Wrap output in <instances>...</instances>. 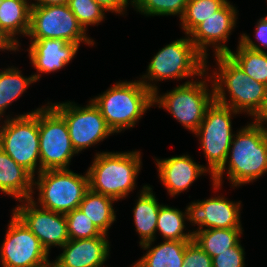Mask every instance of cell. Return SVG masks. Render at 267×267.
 I'll return each mask as SVG.
<instances>
[{
    "label": "cell",
    "instance_id": "cell-17",
    "mask_svg": "<svg viewBox=\"0 0 267 267\" xmlns=\"http://www.w3.org/2000/svg\"><path fill=\"white\" fill-rule=\"evenodd\" d=\"M28 56L36 69L33 75L39 81L43 73H55L72 62L77 55L80 44L69 43L63 39H29Z\"/></svg>",
    "mask_w": 267,
    "mask_h": 267
},
{
    "label": "cell",
    "instance_id": "cell-8",
    "mask_svg": "<svg viewBox=\"0 0 267 267\" xmlns=\"http://www.w3.org/2000/svg\"><path fill=\"white\" fill-rule=\"evenodd\" d=\"M40 108L16 116L6 115L0 123L1 149L33 176L40 173Z\"/></svg>",
    "mask_w": 267,
    "mask_h": 267
},
{
    "label": "cell",
    "instance_id": "cell-7",
    "mask_svg": "<svg viewBox=\"0 0 267 267\" xmlns=\"http://www.w3.org/2000/svg\"><path fill=\"white\" fill-rule=\"evenodd\" d=\"M83 174L74 173L71 169L43 170L33 176V194L37 188L38 197L35 199L32 195L30 200L43 209L67 214L79 208L89 190L87 171Z\"/></svg>",
    "mask_w": 267,
    "mask_h": 267
},
{
    "label": "cell",
    "instance_id": "cell-1",
    "mask_svg": "<svg viewBox=\"0 0 267 267\" xmlns=\"http://www.w3.org/2000/svg\"><path fill=\"white\" fill-rule=\"evenodd\" d=\"M238 130L234 133L225 163L212 176L215 192L222 189L225 173L231 188L257 181L267 173V129L252 119Z\"/></svg>",
    "mask_w": 267,
    "mask_h": 267
},
{
    "label": "cell",
    "instance_id": "cell-24",
    "mask_svg": "<svg viewBox=\"0 0 267 267\" xmlns=\"http://www.w3.org/2000/svg\"><path fill=\"white\" fill-rule=\"evenodd\" d=\"M112 197L88 190L79 205V209L93 222L102 234L108 235L111 225L116 221Z\"/></svg>",
    "mask_w": 267,
    "mask_h": 267
},
{
    "label": "cell",
    "instance_id": "cell-2",
    "mask_svg": "<svg viewBox=\"0 0 267 267\" xmlns=\"http://www.w3.org/2000/svg\"><path fill=\"white\" fill-rule=\"evenodd\" d=\"M213 57L218 67L208 74L213 81L215 101L254 119L265 105L267 86L245 74L227 54Z\"/></svg>",
    "mask_w": 267,
    "mask_h": 267
},
{
    "label": "cell",
    "instance_id": "cell-14",
    "mask_svg": "<svg viewBox=\"0 0 267 267\" xmlns=\"http://www.w3.org/2000/svg\"><path fill=\"white\" fill-rule=\"evenodd\" d=\"M18 202L12 211L40 240L49 254L53 246L61 248L69 240L65 214L43 209L30 199Z\"/></svg>",
    "mask_w": 267,
    "mask_h": 267
},
{
    "label": "cell",
    "instance_id": "cell-19",
    "mask_svg": "<svg viewBox=\"0 0 267 267\" xmlns=\"http://www.w3.org/2000/svg\"><path fill=\"white\" fill-rule=\"evenodd\" d=\"M108 236L102 234L93 238L69 239L55 259L63 267H104L111 251Z\"/></svg>",
    "mask_w": 267,
    "mask_h": 267
},
{
    "label": "cell",
    "instance_id": "cell-26",
    "mask_svg": "<svg viewBox=\"0 0 267 267\" xmlns=\"http://www.w3.org/2000/svg\"><path fill=\"white\" fill-rule=\"evenodd\" d=\"M187 210L183 212L179 208L162 204L159 209L156 233L161 235L162 240L191 241L193 231H186ZM186 231V232H185Z\"/></svg>",
    "mask_w": 267,
    "mask_h": 267
},
{
    "label": "cell",
    "instance_id": "cell-16",
    "mask_svg": "<svg viewBox=\"0 0 267 267\" xmlns=\"http://www.w3.org/2000/svg\"><path fill=\"white\" fill-rule=\"evenodd\" d=\"M241 201L228 200L224 195L210 197L204 200L191 201L187 205V219L195 230L215 228H242Z\"/></svg>",
    "mask_w": 267,
    "mask_h": 267
},
{
    "label": "cell",
    "instance_id": "cell-31",
    "mask_svg": "<svg viewBox=\"0 0 267 267\" xmlns=\"http://www.w3.org/2000/svg\"><path fill=\"white\" fill-rule=\"evenodd\" d=\"M68 7L86 32L88 26H98L106 18L107 10L94 0H68Z\"/></svg>",
    "mask_w": 267,
    "mask_h": 267
},
{
    "label": "cell",
    "instance_id": "cell-27",
    "mask_svg": "<svg viewBox=\"0 0 267 267\" xmlns=\"http://www.w3.org/2000/svg\"><path fill=\"white\" fill-rule=\"evenodd\" d=\"M243 228L194 230L193 239L211 257L234 247L243 235Z\"/></svg>",
    "mask_w": 267,
    "mask_h": 267
},
{
    "label": "cell",
    "instance_id": "cell-25",
    "mask_svg": "<svg viewBox=\"0 0 267 267\" xmlns=\"http://www.w3.org/2000/svg\"><path fill=\"white\" fill-rule=\"evenodd\" d=\"M2 69H0V121L6 118L4 115L8 107L17 101L32 83H36L32 74L28 77L23 76L22 71L15 66Z\"/></svg>",
    "mask_w": 267,
    "mask_h": 267
},
{
    "label": "cell",
    "instance_id": "cell-35",
    "mask_svg": "<svg viewBox=\"0 0 267 267\" xmlns=\"http://www.w3.org/2000/svg\"><path fill=\"white\" fill-rule=\"evenodd\" d=\"M255 25L254 35L256 39L253 41L247 33H242L240 35V43L249 49L267 52L263 49L267 48V15L258 19ZM255 41H257V43H255ZM260 45H262V47Z\"/></svg>",
    "mask_w": 267,
    "mask_h": 267
},
{
    "label": "cell",
    "instance_id": "cell-11",
    "mask_svg": "<svg viewBox=\"0 0 267 267\" xmlns=\"http://www.w3.org/2000/svg\"><path fill=\"white\" fill-rule=\"evenodd\" d=\"M79 24L68 4L31 6L30 39H63L69 43L94 46V39Z\"/></svg>",
    "mask_w": 267,
    "mask_h": 267
},
{
    "label": "cell",
    "instance_id": "cell-28",
    "mask_svg": "<svg viewBox=\"0 0 267 267\" xmlns=\"http://www.w3.org/2000/svg\"><path fill=\"white\" fill-rule=\"evenodd\" d=\"M227 55L242 68L245 74L267 86V52L255 51L243 46L239 37L236 51L230 50Z\"/></svg>",
    "mask_w": 267,
    "mask_h": 267
},
{
    "label": "cell",
    "instance_id": "cell-10",
    "mask_svg": "<svg viewBox=\"0 0 267 267\" xmlns=\"http://www.w3.org/2000/svg\"><path fill=\"white\" fill-rule=\"evenodd\" d=\"M40 172L69 169L75 154L64 118L49 104L38 109Z\"/></svg>",
    "mask_w": 267,
    "mask_h": 267
},
{
    "label": "cell",
    "instance_id": "cell-3",
    "mask_svg": "<svg viewBox=\"0 0 267 267\" xmlns=\"http://www.w3.org/2000/svg\"><path fill=\"white\" fill-rule=\"evenodd\" d=\"M137 79L120 80L100 95L90 98L115 134L135 127L145 112L154 107V94Z\"/></svg>",
    "mask_w": 267,
    "mask_h": 267
},
{
    "label": "cell",
    "instance_id": "cell-12",
    "mask_svg": "<svg viewBox=\"0 0 267 267\" xmlns=\"http://www.w3.org/2000/svg\"><path fill=\"white\" fill-rule=\"evenodd\" d=\"M88 102L86 106H80L74 101H48L66 121L70 140L78 154L114 135L99 109L91 100Z\"/></svg>",
    "mask_w": 267,
    "mask_h": 267
},
{
    "label": "cell",
    "instance_id": "cell-34",
    "mask_svg": "<svg viewBox=\"0 0 267 267\" xmlns=\"http://www.w3.org/2000/svg\"><path fill=\"white\" fill-rule=\"evenodd\" d=\"M182 267H212V258L193 239L186 245Z\"/></svg>",
    "mask_w": 267,
    "mask_h": 267
},
{
    "label": "cell",
    "instance_id": "cell-23",
    "mask_svg": "<svg viewBox=\"0 0 267 267\" xmlns=\"http://www.w3.org/2000/svg\"><path fill=\"white\" fill-rule=\"evenodd\" d=\"M162 241L155 246L152 245L154 241L141 245L146 253L141 259L139 258L140 262L145 267H182L185 248L189 241Z\"/></svg>",
    "mask_w": 267,
    "mask_h": 267
},
{
    "label": "cell",
    "instance_id": "cell-30",
    "mask_svg": "<svg viewBox=\"0 0 267 267\" xmlns=\"http://www.w3.org/2000/svg\"><path fill=\"white\" fill-rule=\"evenodd\" d=\"M189 0H134V10L147 17L175 16L181 19Z\"/></svg>",
    "mask_w": 267,
    "mask_h": 267
},
{
    "label": "cell",
    "instance_id": "cell-4",
    "mask_svg": "<svg viewBox=\"0 0 267 267\" xmlns=\"http://www.w3.org/2000/svg\"><path fill=\"white\" fill-rule=\"evenodd\" d=\"M140 150L96 153L88 167L89 189L112 197L117 202L136 189L137 177L142 170Z\"/></svg>",
    "mask_w": 267,
    "mask_h": 267
},
{
    "label": "cell",
    "instance_id": "cell-42",
    "mask_svg": "<svg viewBox=\"0 0 267 267\" xmlns=\"http://www.w3.org/2000/svg\"><path fill=\"white\" fill-rule=\"evenodd\" d=\"M28 267H47V263H40L37 265L28 266Z\"/></svg>",
    "mask_w": 267,
    "mask_h": 267
},
{
    "label": "cell",
    "instance_id": "cell-29",
    "mask_svg": "<svg viewBox=\"0 0 267 267\" xmlns=\"http://www.w3.org/2000/svg\"><path fill=\"white\" fill-rule=\"evenodd\" d=\"M228 0H189L180 26L189 35L200 23L220 10Z\"/></svg>",
    "mask_w": 267,
    "mask_h": 267
},
{
    "label": "cell",
    "instance_id": "cell-32",
    "mask_svg": "<svg viewBox=\"0 0 267 267\" xmlns=\"http://www.w3.org/2000/svg\"><path fill=\"white\" fill-rule=\"evenodd\" d=\"M65 216L70 240L93 238L102 235L98 228L81 209L76 208L65 214Z\"/></svg>",
    "mask_w": 267,
    "mask_h": 267
},
{
    "label": "cell",
    "instance_id": "cell-18",
    "mask_svg": "<svg viewBox=\"0 0 267 267\" xmlns=\"http://www.w3.org/2000/svg\"><path fill=\"white\" fill-rule=\"evenodd\" d=\"M158 171V179L166 188L170 197H175L184 191L203 174L211 173L201 165L195 162L189 154L172 156L168 158H155Z\"/></svg>",
    "mask_w": 267,
    "mask_h": 267
},
{
    "label": "cell",
    "instance_id": "cell-13",
    "mask_svg": "<svg viewBox=\"0 0 267 267\" xmlns=\"http://www.w3.org/2000/svg\"><path fill=\"white\" fill-rule=\"evenodd\" d=\"M0 247L1 267H28L47 263L50 254L26 224L12 211Z\"/></svg>",
    "mask_w": 267,
    "mask_h": 267
},
{
    "label": "cell",
    "instance_id": "cell-33",
    "mask_svg": "<svg viewBox=\"0 0 267 267\" xmlns=\"http://www.w3.org/2000/svg\"><path fill=\"white\" fill-rule=\"evenodd\" d=\"M245 253L240 240L234 247L214 256L212 267H245Z\"/></svg>",
    "mask_w": 267,
    "mask_h": 267
},
{
    "label": "cell",
    "instance_id": "cell-41",
    "mask_svg": "<svg viewBox=\"0 0 267 267\" xmlns=\"http://www.w3.org/2000/svg\"><path fill=\"white\" fill-rule=\"evenodd\" d=\"M131 267H145L140 260L135 261L132 265H130Z\"/></svg>",
    "mask_w": 267,
    "mask_h": 267
},
{
    "label": "cell",
    "instance_id": "cell-5",
    "mask_svg": "<svg viewBox=\"0 0 267 267\" xmlns=\"http://www.w3.org/2000/svg\"><path fill=\"white\" fill-rule=\"evenodd\" d=\"M209 61L195 48L189 35L163 46L150 60L146 73L139 80L154 94L158 81L200 77Z\"/></svg>",
    "mask_w": 267,
    "mask_h": 267
},
{
    "label": "cell",
    "instance_id": "cell-20",
    "mask_svg": "<svg viewBox=\"0 0 267 267\" xmlns=\"http://www.w3.org/2000/svg\"><path fill=\"white\" fill-rule=\"evenodd\" d=\"M28 1H0V39L15 53L22 45L18 36L28 34L31 13V1Z\"/></svg>",
    "mask_w": 267,
    "mask_h": 267
},
{
    "label": "cell",
    "instance_id": "cell-22",
    "mask_svg": "<svg viewBox=\"0 0 267 267\" xmlns=\"http://www.w3.org/2000/svg\"><path fill=\"white\" fill-rule=\"evenodd\" d=\"M0 192L16 199H30L33 195V175L0 149Z\"/></svg>",
    "mask_w": 267,
    "mask_h": 267
},
{
    "label": "cell",
    "instance_id": "cell-37",
    "mask_svg": "<svg viewBox=\"0 0 267 267\" xmlns=\"http://www.w3.org/2000/svg\"><path fill=\"white\" fill-rule=\"evenodd\" d=\"M63 4H68V0H34V2H31V6H48Z\"/></svg>",
    "mask_w": 267,
    "mask_h": 267
},
{
    "label": "cell",
    "instance_id": "cell-15",
    "mask_svg": "<svg viewBox=\"0 0 267 267\" xmlns=\"http://www.w3.org/2000/svg\"><path fill=\"white\" fill-rule=\"evenodd\" d=\"M231 2H227L220 10L200 23L190 34L189 38L195 48L208 59L209 49L213 55L227 54L231 49L227 46L229 36L236 27L238 10Z\"/></svg>",
    "mask_w": 267,
    "mask_h": 267
},
{
    "label": "cell",
    "instance_id": "cell-40",
    "mask_svg": "<svg viewBox=\"0 0 267 267\" xmlns=\"http://www.w3.org/2000/svg\"><path fill=\"white\" fill-rule=\"evenodd\" d=\"M47 267H63L61 264H59L56 260L54 261H48Z\"/></svg>",
    "mask_w": 267,
    "mask_h": 267
},
{
    "label": "cell",
    "instance_id": "cell-36",
    "mask_svg": "<svg viewBox=\"0 0 267 267\" xmlns=\"http://www.w3.org/2000/svg\"><path fill=\"white\" fill-rule=\"evenodd\" d=\"M97 4H100L108 12H112L118 15L124 16L127 13L129 5L134 7V0H94Z\"/></svg>",
    "mask_w": 267,
    "mask_h": 267
},
{
    "label": "cell",
    "instance_id": "cell-6",
    "mask_svg": "<svg viewBox=\"0 0 267 267\" xmlns=\"http://www.w3.org/2000/svg\"><path fill=\"white\" fill-rule=\"evenodd\" d=\"M209 65L207 64V70L200 78L188 79L169 92L161 93L162 95L157 90L153 95L155 107L165 109L184 129L193 134L204 120L207 108L215 100L213 81L210 74L208 75ZM209 83H212L211 87Z\"/></svg>",
    "mask_w": 267,
    "mask_h": 267
},
{
    "label": "cell",
    "instance_id": "cell-9",
    "mask_svg": "<svg viewBox=\"0 0 267 267\" xmlns=\"http://www.w3.org/2000/svg\"><path fill=\"white\" fill-rule=\"evenodd\" d=\"M237 114L240 113L214 100L207 108L200 127L194 133L207 159L208 165L205 168L211 173V180L225 163L234 136L232 117H236Z\"/></svg>",
    "mask_w": 267,
    "mask_h": 267
},
{
    "label": "cell",
    "instance_id": "cell-21",
    "mask_svg": "<svg viewBox=\"0 0 267 267\" xmlns=\"http://www.w3.org/2000/svg\"><path fill=\"white\" fill-rule=\"evenodd\" d=\"M136 205L133 208V221L135 231L139 236V246L155 241L156 238V225L160 204L158 198L153 193V188L150 184L143 185L140 192H138Z\"/></svg>",
    "mask_w": 267,
    "mask_h": 267
},
{
    "label": "cell",
    "instance_id": "cell-38",
    "mask_svg": "<svg viewBox=\"0 0 267 267\" xmlns=\"http://www.w3.org/2000/svg\"><path fill=\"white\" fill-rule=\"evenodd\" d=\"M254 120L267 129V99L265 101V105L263 109L258 113V115L254 118ZM266 125V126H265Z\"/></svg>",
    "mask_w": 267,
    "mask_h": 267
},
{
    "label": "cell",
    "instance_id": "cell-39",
    "mask_svg": "<svg viewBox=\"0 0 267 267\" xmlns=\"http://www.w3.org/2000/svg\"><path fill=\"white\" fill-rule=\"evenodd\" d=\"M0 51H12L1 39H0Z\"/></svg>",
    "mask_w": 267,
    "mask_h": 267
}]
</instances>
